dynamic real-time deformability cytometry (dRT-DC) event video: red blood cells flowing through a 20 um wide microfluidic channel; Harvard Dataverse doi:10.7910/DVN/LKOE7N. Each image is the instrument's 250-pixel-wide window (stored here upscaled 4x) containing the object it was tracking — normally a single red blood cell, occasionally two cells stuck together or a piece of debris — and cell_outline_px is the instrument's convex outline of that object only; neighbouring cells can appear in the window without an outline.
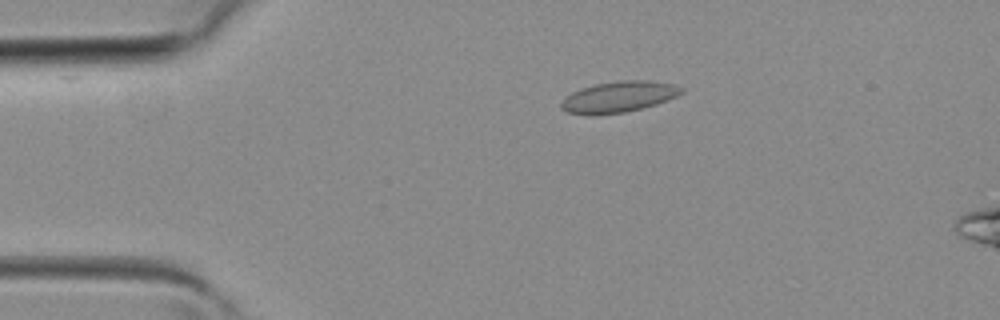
{"species": "common noctule bat (a hibernating species)", "species_latin": "Nyctalus noctula", "temperature_condition": "room temperature", "stored_images_in_passage": 25, "camera_frame_rate_fps": 3000, "um_per_image_px": 0.085, "animal": {"sex": "female", "body_mass_g": 19.3, "forearm_length_mm": 54.1}, "frame": {"image": 1, "passage_image": 8, "time_ms": 2.333, "image_size_px": [1000, 320], "cell_outline_px": [[684, 92], [668, 100], [656, 104], [624, 112], [592, 116], [588, 116], [568, 112], [560, 108], [560, 104], [572, 92], [596, 84], [620, 80], [648, 80], [672, 84], [684, 88]], "centroid_in_image_um": [52.6, 8.24], "position_along_channel_um": 32.4, "area_um2": 21.62}}
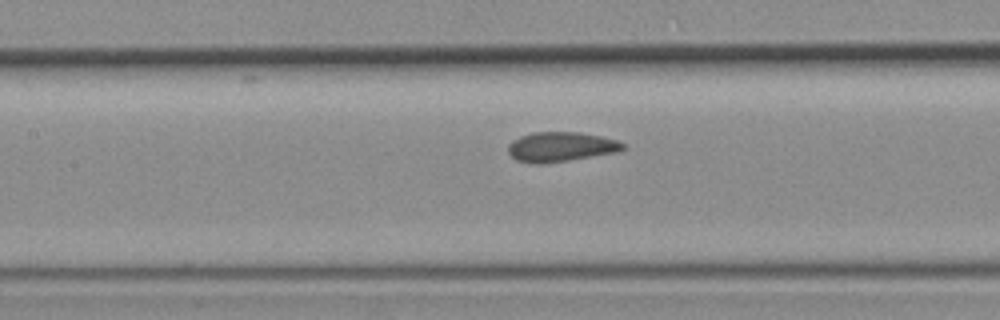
{"frame": {"image": 2, "passage_image": 18, "time_ms": 5.667, "image_size_px": [1000, 320], "cell_outline_px": [[624, 148], [616, 152], [544, 164], [536, 164], [516, 160], [508, 152], [508, 144], [512, 140], [520, 136], [532, 132], [580, 132], [600, 136], [616, 140], [624, 144]], "centroid_in_image_um": [47.61, 12.47], "position_along_channel_um": 159.8, "area_um2": 19.77}}
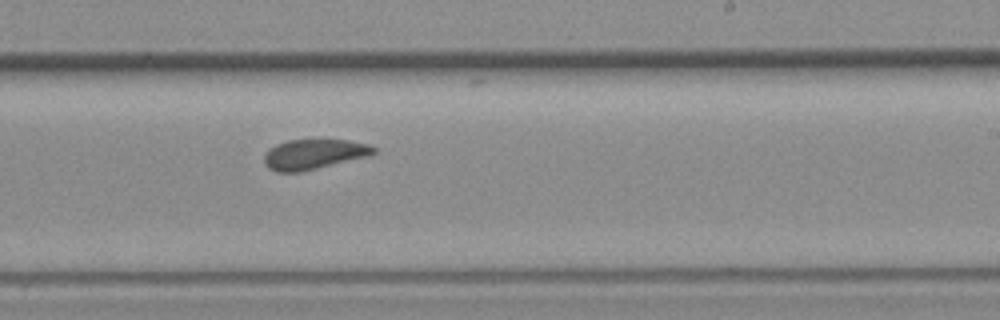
{"frame": {"image": 3, "passage_image": 24, "time_ms": 7.667, "image_size_px": [1000, 320], "cell_outline_px": [[376, 152], [368, 156], [300, 172], [276, 172], [268, 168], [264, 160], [264, 156], [276, 144], [288, 140], [348, 140], [368, 144], [376, 148]], "centroid_in_image_um": [26.69, 13.11], "position_along_channel_um": 262.3, "area_um2": 18.9}}